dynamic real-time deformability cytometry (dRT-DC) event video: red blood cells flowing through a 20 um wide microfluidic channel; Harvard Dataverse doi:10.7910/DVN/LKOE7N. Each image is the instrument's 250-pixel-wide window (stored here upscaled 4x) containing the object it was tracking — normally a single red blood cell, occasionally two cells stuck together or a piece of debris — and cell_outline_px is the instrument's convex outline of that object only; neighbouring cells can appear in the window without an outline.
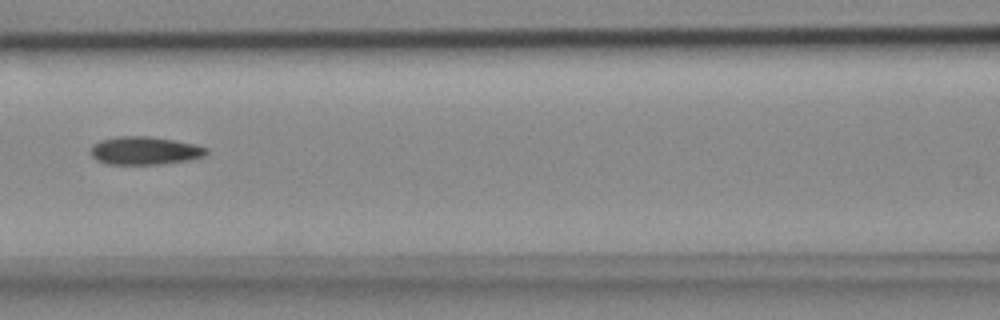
{"species": "common noctule bat (a hibernating species)", "species_latin": "Nyctalus noctula", "temperature_condition": "cold", "stored_images_in_passage": 6, "camera_frame_rate_fps": 3000, "um_per_image_px": 0.085, "animal": {"sex": "female", "body_mass_g": 18.4}, "frame": {"image": 1, "passage_image": 6, "time_ms": 1.667, "image_size_px": [1000, 320], "cell_outline_px": [[208, 152], [204, 156], [188, 160], [160, 164], [108, 164], [96, 160], [92, 156], [92, 144], [100, 140], [116, 136], [148, 136], [196, 144], [208, 148]], "centroid_in_image_um": [12.3, 12.8], "position_along_channel_um": 154.3, "area_um2": 18.9}}